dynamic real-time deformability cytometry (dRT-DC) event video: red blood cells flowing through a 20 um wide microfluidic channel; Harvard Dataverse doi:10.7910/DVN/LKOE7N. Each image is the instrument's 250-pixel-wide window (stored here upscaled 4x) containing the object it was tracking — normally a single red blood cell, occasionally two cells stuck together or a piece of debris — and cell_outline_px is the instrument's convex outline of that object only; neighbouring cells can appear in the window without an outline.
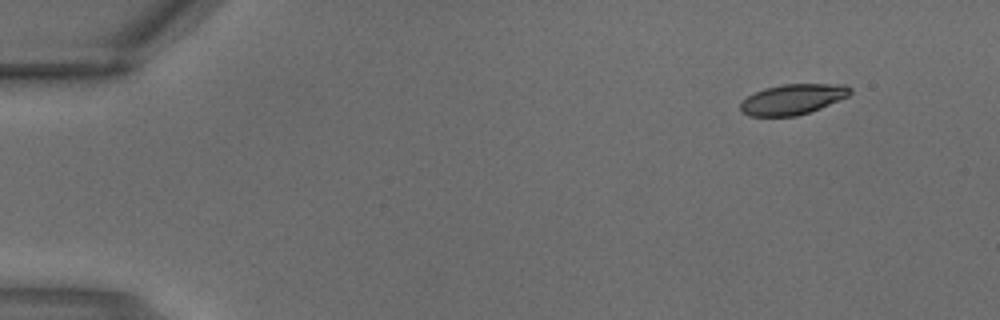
{"species": "common noctule bat (a hibernating species)", "species_latin": "Nyctalus noctula", "temperature_condition": "warm", "stored_images_in_passage": 2, "camera_frame_rate_fps": 3000, "um_per_image_px": 0.085, "animal": {"sex": "male", "body_mass_g": 18.8}, "frame": {"image": 1, "passage_image": 1, "time_ms": 0.0, "image_size_px": [1000, 320], "cell_outline_px": [[852, 92], [848, 96], [820, 108], [796, 116], [748, 116], [740, 108], [740, 100], [764, 88], [784, 84], [844, 84], [852, 88]], "centroid_in_image_um": [67.38, 8.43], "position_along_channel_um": 17.6, "area_um2": 19.36}}